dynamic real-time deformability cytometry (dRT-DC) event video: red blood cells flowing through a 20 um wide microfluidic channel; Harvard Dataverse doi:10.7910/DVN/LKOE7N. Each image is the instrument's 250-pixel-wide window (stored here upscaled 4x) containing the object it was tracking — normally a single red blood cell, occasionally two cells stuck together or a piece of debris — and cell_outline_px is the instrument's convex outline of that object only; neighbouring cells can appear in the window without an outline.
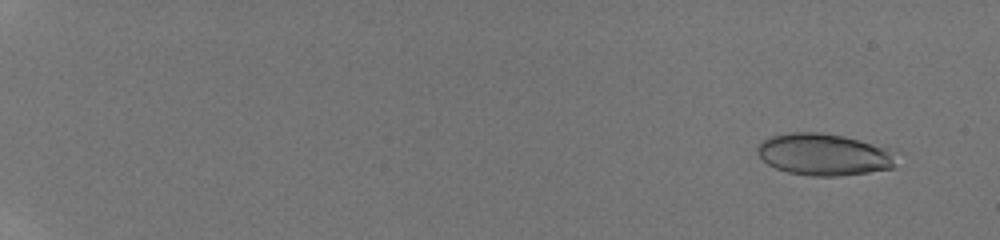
{"species": "human", "species_latin": "Homo sapiens", "temperature_condition": "room temperature", "stored_images_in_passage": 38, "camera_frame_rate_fps": 3000, "um_per_image_px": 0.085, "donor": {"sex": "male"}, "frame": {"image": 1, "passage_image": 2, "time_ms": 0.667, "image_size_px": [1000, 240], "cell_outline_px": [[896, 168], [840, 176], [812, 176], [788, 172], [776, 168], [768, 164], [756, 152], [756, 148], [760, 140], [768, 136], [788, 132], [820, 132], [844, 136], [888, 144]], "centroid_in_image_um": [70.05, 13.1], "position_along_channel_um": 14.9, "area_um2": 34.62}}
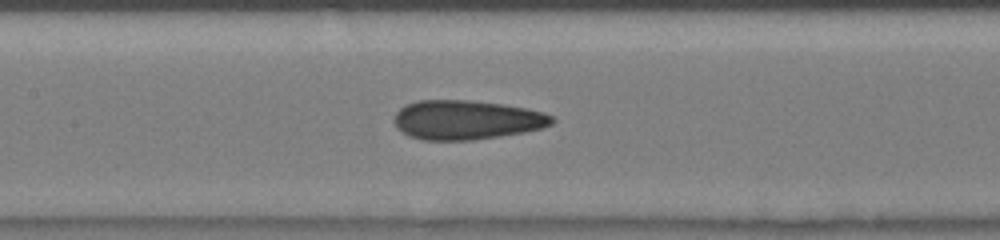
{"frame": {"image": 2, "passage_image": 21, "time_ms": 9.333, "image_size_px": [1000, 240], "cell_outline_px": [[556, 120], [552, 124], [540, 128], [524, 132], [500, 136], [472, 140], [424, 140], [408, 136], [400, 132], [396, 128], [392, 120], [396, 112], [404, 104], [416, 100], [468, 100], [504, 104], [528, 108], [544, 112], [552, 116]], "centroid_in_image_um": [39.61, 10.18], "position_along_channel_um": 167.8, "area_um2": 36.59}}
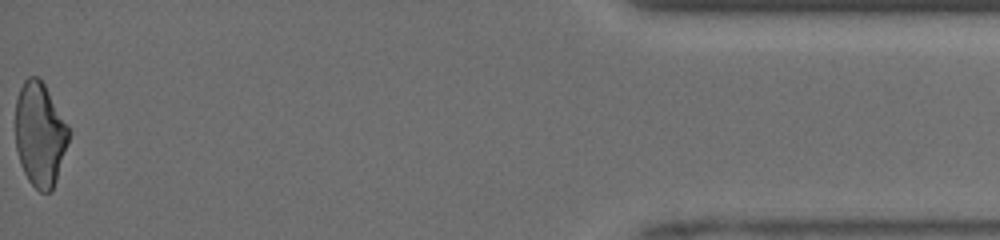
{"frame": {"image": 3, "passage_image": 38, "time_ms": 17.333, "image_size_px": [1000, 240], "cell_outline_px": [[72, 132], [56, 180], [52, 188], [48, 192], [40, 192], [28, 180], [20, 164], [16, 148], [16, 100], [20, 88], [24, 80], [28, 76], [36, 76], [44, 84], [68, 124]], "centroid_in_image_um": [3.41, 11.41], "position_along_channel_um": 431.8, "area_um2": 32.37}, "authors_computed_cell_mechanics": {"area_um2": 34.8245, "velocity_mm_per_s": 4.1489, "shape_relaxation_time_tau1_ms": null, "shape_relaxation_time_tau2_ms": 1.487, "deformation_change_tau1": null, "deformation_change_tau2": 0.0847}}